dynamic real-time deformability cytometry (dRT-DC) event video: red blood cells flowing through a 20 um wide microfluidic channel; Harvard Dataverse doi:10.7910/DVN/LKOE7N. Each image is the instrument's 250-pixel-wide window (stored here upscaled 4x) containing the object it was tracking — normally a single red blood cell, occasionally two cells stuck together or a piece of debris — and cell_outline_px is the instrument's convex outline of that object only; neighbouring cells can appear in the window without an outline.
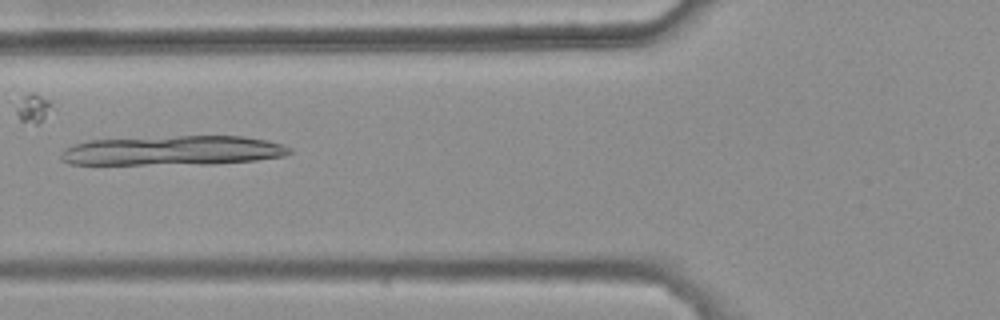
{"species": "common noctule bat (a hibernating species)", "species_latin": "Nyctalus noctula", "temperature_condition": "warm", "stored_images_in_passage": 48, "camera_frame_rate_fps": 3000, "um_per_image_px": 0.085, "animal": {"sex": "female", "body_mass_g": 25.1}, "frame": {"image": 1, "passage_image": 20, "time_ms": 6.333, "image_size_px": [1000, 320], "cell_outline_px": [[292, 152], [284, 156], [256, 160], [212, 164], [68, 164], [60, 160], [60, 152], [64, 148], [72, 144], [88, 140], [180, 136], [244, 136], [268, 140], [284, 144], [292, 148]], "centroid_in_image_um": [14.7, 12.8], "position_along_channel_um": 111.1, "area_um2": 39.77}}
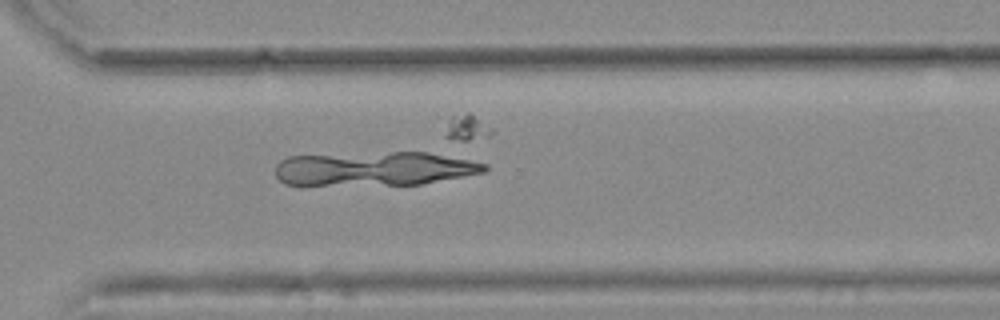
{"frame": {"image": 2, "passage_image": 38, "time_ms": 12.333, "image_size_px": [1000, 320], "cell_outline_px": [[488, 168], [484, 172], [464, 176], [420, 184], [304, 188], [284, 184], [276, 176], [276, 164], [280, 160], [288, 156], [392, 152], [428, 152], [460, 156], [488, 164]], "centroid_in_image_um": [31.77, 14.38], "position_along_channel_um": 338.8, "area_um2": 43.41}}
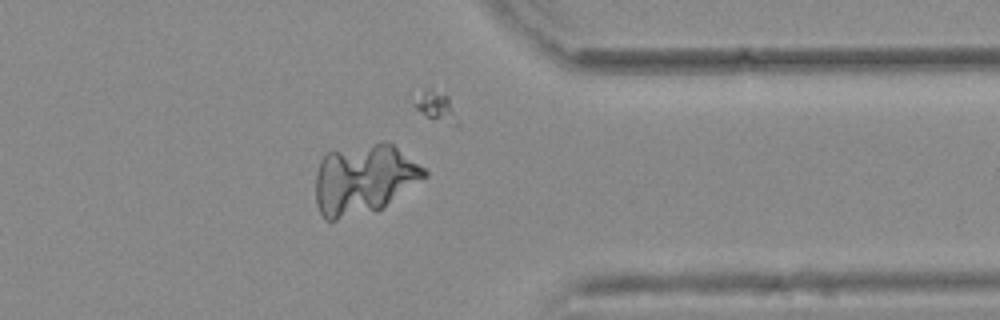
{"frame": {"image": 3, "passage_image": 42, "time_ms": 13.667, "image_size_px": [1000, 320], "cell_outline_px": [[428, 176], [376, 212], [336, 220], [324, 220], [316, 204], [316, 176], [320, 160], [332, 148], [384, 140], [392, 144], [424, 168], [428, 172]], "centroid_in_image_um": [30.91, 15.21], "position_along_channel_um": 380.5, "area_um2": 45.14}}